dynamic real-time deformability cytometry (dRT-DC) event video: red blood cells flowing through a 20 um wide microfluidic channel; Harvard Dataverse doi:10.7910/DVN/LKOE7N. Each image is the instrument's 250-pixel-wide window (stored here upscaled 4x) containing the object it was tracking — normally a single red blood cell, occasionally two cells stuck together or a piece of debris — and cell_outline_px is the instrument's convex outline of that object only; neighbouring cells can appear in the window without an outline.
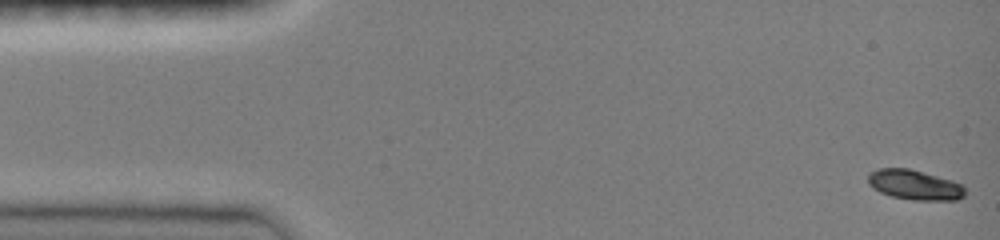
{"species": "common noctule bat (a hibernating species)", "species_latin": "Nyctalus noctula", "temperature_condition": "room temperature", "stored_images_in_passage": 48, "camera_frame_rate_fps": 3000, "um_per_image_px": 0.085, "animal": {"sex": "female", "body_mass_g": 19.0, "forearm_length_mm": 51.5}, "frame": {"image": 1, "passage_image": 1, "time_ms": 0.0, "image_size_px": [1000, 240], "cell_outline_px": [[964, 196], [956, 200], [916, 200], [892, 196], [880, 192], [872, 188], [868, 184], [868, 176], [872, 172], [880, 168], [908, 168], [952, 180], [960, 184], [964, 188]], "centroid_in_image_um": [77.73, 15.71], "position_along_channel_um": 7.3, "area_um2": 16.7}}
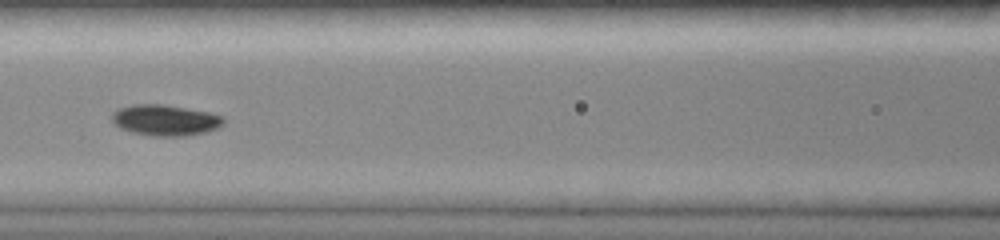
{"frame": {"image": 2, "passage_image": 21, "time_ms": 6.667, "image_size_px": [1000, 240], "cell_outline_px": [[224, 124], [216, 128], [204, 132], [184, 136], [152, 136], [132, 132], [120, 128], [112, 120], [112, 112], [116, 108], [132, 104], [160, 104], [208, 112], [224, 116]], "centroid_in_image_um": [14.01, 10.21], "position_along_channel_um": 152.6, "area_um2": 20.06}}
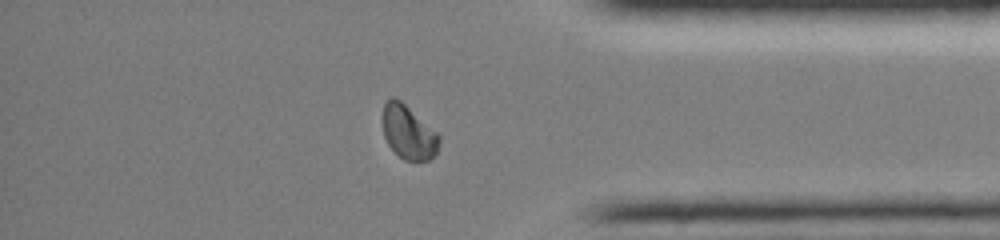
{"frame": {"image": 3, "passage_image": 40, "time_ms": 13.0, "image_size_px": [1000, 240], "cell_outline_px": [[440, 140], [436, 152], [428, 160], [404, 160], [388, 144], [384, 136], [384, 104], [392, 96], [400, 100], [436, 132], [440, 136]], "centroid_in_image_um": [34.72, 11.25], "position_along_channel_um": 400.5, "area_um2": 17.11}, "authors_computed_cell_mechanics": {"area_um2": 18.4093, "velocity_mm_per_s": 4.0282, "shape_relaxation_time_tau1_ms": 2.6798, "shape_relaxation_time_tau2_ms": null, "deformation_change_tau1": 0.1536, "deformation_change_tau2": null}}